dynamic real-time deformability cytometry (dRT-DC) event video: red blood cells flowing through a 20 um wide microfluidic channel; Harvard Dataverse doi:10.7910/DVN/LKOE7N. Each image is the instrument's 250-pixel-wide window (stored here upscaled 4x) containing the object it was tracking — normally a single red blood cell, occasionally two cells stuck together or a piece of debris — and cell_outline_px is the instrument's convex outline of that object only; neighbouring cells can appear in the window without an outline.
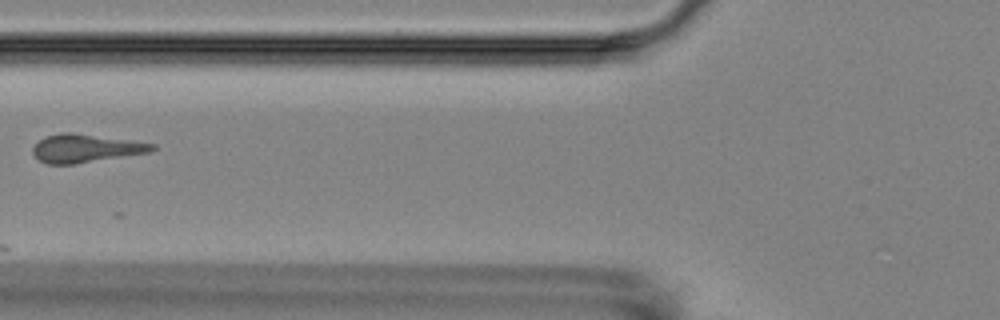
{"species": "Egyptian fruit bat (a non-hibernating species)", "species_latin": "Rousettus aegyptiacus", "temperature_condition": "room temperature", "stored_images_in_passage": 5, "camera_frame_rate_fps": 3000, "um_per_image_px": 0.085, "animal": {"sex": "female"}, "frame": {"image": 1, "passage_image": 3, "time_ms": 3.333, "image_size_px": [1000, 320], "cell_outline_px": [[156, 148], [152, 152], [76, 164], [48, 164], [40, 160], [32, 152], [32, 148], [40, 140], [48, 136], [60, 132], [72, 132], [156, 144]], "centroid_in_image_um": [7.31, 12.61], "position_along_channel_um": 118.5, "area_um2": 19.54}}